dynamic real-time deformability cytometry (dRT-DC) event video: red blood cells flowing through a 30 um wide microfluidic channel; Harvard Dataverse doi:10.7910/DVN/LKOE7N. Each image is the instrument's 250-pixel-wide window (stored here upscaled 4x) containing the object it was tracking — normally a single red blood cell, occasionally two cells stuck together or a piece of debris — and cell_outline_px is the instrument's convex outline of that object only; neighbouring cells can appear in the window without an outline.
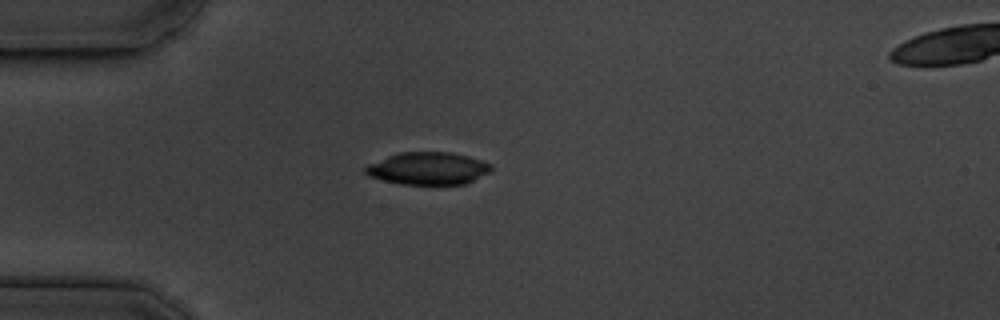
{"species": "common noctule bat (a hibernating species)", "species_latin": "Nyctalus noctula", "temperature_condition": "cold", "stored_images_in_passage": 5, "camera_frame_rate_fps": 3000, "um_per_image_px": 0.085, "animal": {"sex": "male", "body_mass_g": 19.5, "forearm_length_mm": 54.6}, "frame": {"image": 1, "passage_image": 1, "time_ms": 0.0, "image_size_px": [1000, 320], "cell_outline_px": [[492, 168], [488, 172], [464, 184], [400, 184], [368, 176], [364, 172], [364, 168], [368, 164], [388, 156], [400, 152], [452, 152], [468, 156], [492, 164]], "centroid_in_image_um": [36.35, 14.31], "position_along_channel_um": 48.6, "area_um2": 23.58}}